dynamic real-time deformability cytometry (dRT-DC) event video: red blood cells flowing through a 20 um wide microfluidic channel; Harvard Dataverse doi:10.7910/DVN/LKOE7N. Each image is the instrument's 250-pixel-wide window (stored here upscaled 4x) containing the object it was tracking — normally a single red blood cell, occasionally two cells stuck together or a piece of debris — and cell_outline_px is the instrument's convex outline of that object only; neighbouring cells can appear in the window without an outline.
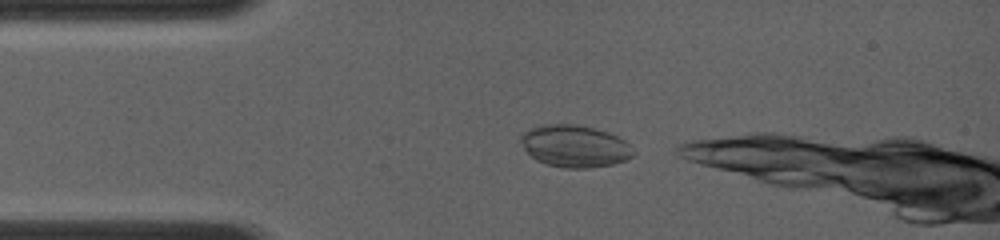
{"species": "common noctule bat (a hibernating species)", "species_latin": "Nyctalus noctula", "temperature_condition": "room temperature", "stored_images_in_passage": 7, "camera_frame_rate_fps": 4000, "um_per_image_px": 0.085, "animal": {"sex": "female", "body_mass_g": 19.0, "forearm_length_mm": 56.7}, "frame": {"image": 1, "passage_image": 1, "time_ms": 0.0, "image_size_px": [1000, 240], "cell_outline_px": [[636, 152], [628, 160], [612, 164], [588, 168], [564, 168], [548, 164], [536, 160], [524, 148], [520, 140], [520, 136], [524, 132], [540, 124], [576, 124], [608, 132], [624, 140]], "centroid_in_image_um": [48.86, 12.42], "position_along_channel_um": 36.1, "area_um2": 27.51}}
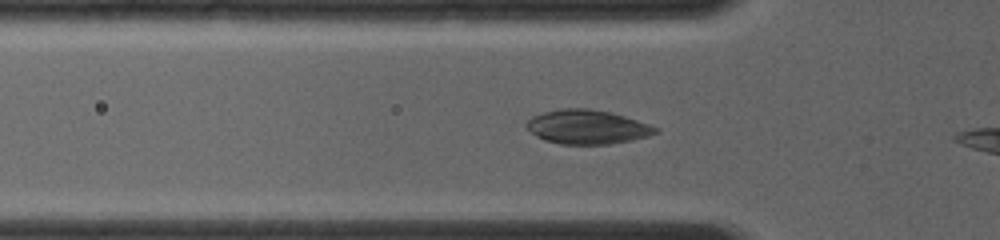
{"frame": {"image": 2, "passage_image": 5, "time_ms": 1.5, "image_size_px": [1000, 240], "cell_outline_px": [[660, 132], [648, 136], [632, 140], [608, 144], [560, 144], [544, 140], [536, 136], [524, 128], [524, 124], [532, 116], [544, 112], [560, 108], [588, 108], [608, 112], [624, 116], [660, 128]], "centroid_in_image_um": [49.88, 10.79], "position_along_channel_um": 75.9, "area_um2": 25.78}}